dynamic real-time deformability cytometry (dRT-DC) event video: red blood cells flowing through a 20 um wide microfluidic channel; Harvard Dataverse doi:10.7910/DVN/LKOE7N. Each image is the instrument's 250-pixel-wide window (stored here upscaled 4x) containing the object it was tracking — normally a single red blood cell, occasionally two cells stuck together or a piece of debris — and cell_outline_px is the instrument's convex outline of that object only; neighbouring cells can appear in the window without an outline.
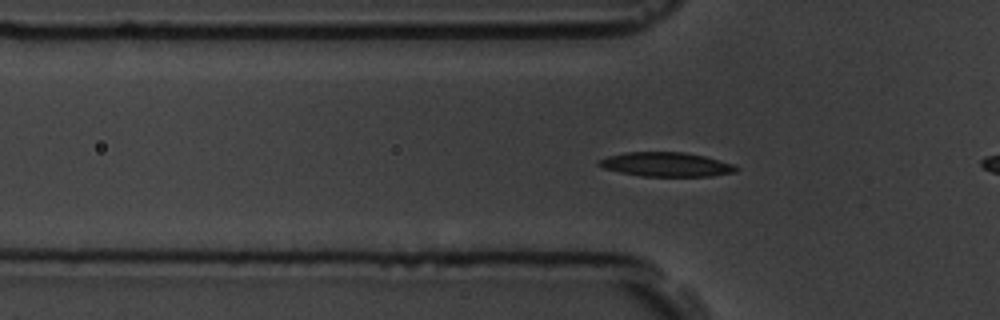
{"species": "common noctule bat (a hibernating species)", "species_latin": "Nyctalus noctula", "temperature_condition": "room temperature", "stored_images_in_passage": 43, "camera_frame_rate_fps": 3000, "um_per_image_px": 0.085, "animal": {"sex": "male", "body_mass_g": 19.5, "forearm_length_mm": 54.6}, "frame": {"image": 1, "passage_image": 3, "time_ms": 0.667, "image_size_px": [1000, 320], "cell_outline_px": [[740, 168], [736, 172], [712, 176], [640, 176], [620, 172], [604, 168], [596, 164], [596, 160], [608, 156], [624, 152], [684, 152], [704, 156], [732, 164]], "centroid_in_image_um": [56.59, 13.98], "position_along_channel_um": 69.2, "area_um2": 19.42}}
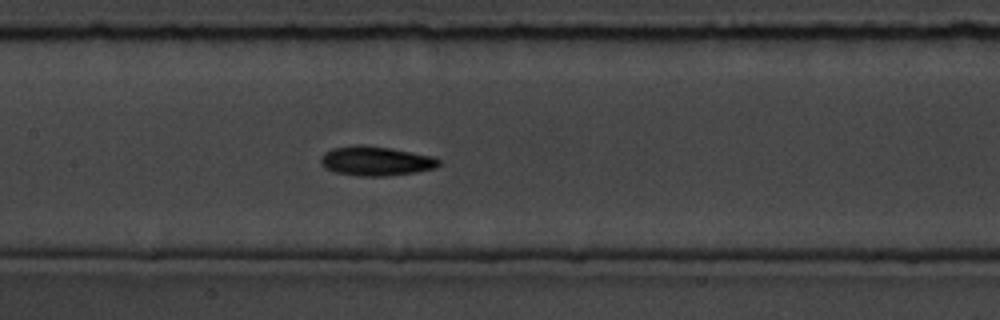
{"frame": {"image": 2, "passage_image": 12, "time_ms": 3.667, "image_size_px": [1000, 320], "cell_outline_px": [[440, 164], [436, 168], [416, 172], [384, 176], [360, 176], [336, 172], [328, 168], [320, 160], [320, 156], [324, 152], [332, 148], [356, 144], [360, 144], [392, 148], [436, 156], [440, 160]], "centroid_in_image_um": [32.0, 13.66], "position_along_channel_um": 175.4, "area_um2": 20.35}}
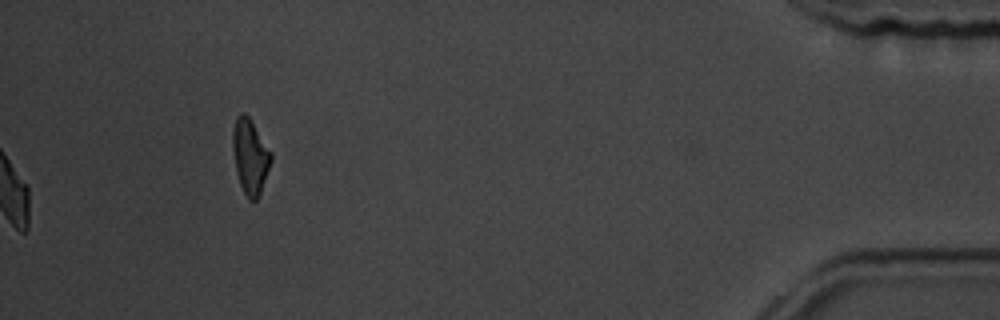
{"frame": {"image": 3, "passage_image": 43, "time_ms": 14.0, "image_size_px": [1000, 320], "cell_outline_px": [[272, 160], [260, 192], [256, 200], [248, 200], [240, 184], [236, 172], [232, 148], [232, 128], [236, 116], [240, 112], [244, 112], [248, 116], [272, 152]], "centroid_in_image_um": [21.24, 13.26], "position_along_channel_um": 414.0, "area_um2": 16.76}, "authors_computed_cell_mechanics": {"area_um2": 18.9584, "velocity_mm_per_s": 3.5389, "shape_relaxation_time_tau1_ms": 3.1186, "shape_relaxation_time_tau2_ms": null, "deformation_change_tau1": 0.1373, "deformation_change_tau2": null}}